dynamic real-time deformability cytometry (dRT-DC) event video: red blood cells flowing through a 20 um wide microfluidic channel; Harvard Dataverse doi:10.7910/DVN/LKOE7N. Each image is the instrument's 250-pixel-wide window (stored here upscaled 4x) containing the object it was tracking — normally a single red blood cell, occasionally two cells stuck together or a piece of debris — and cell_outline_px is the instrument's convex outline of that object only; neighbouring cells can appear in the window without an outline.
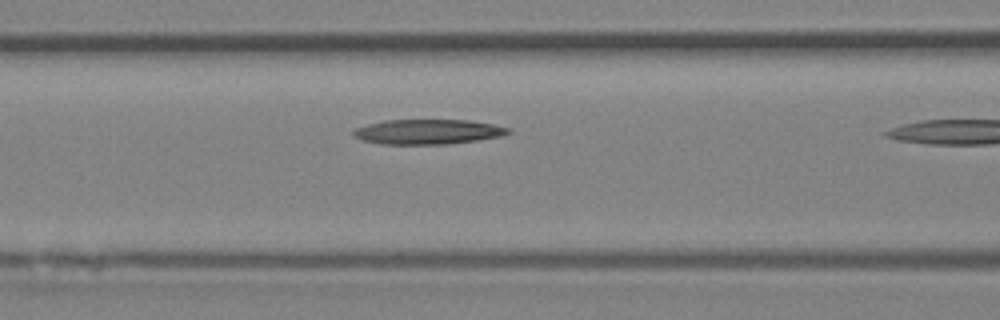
{"species": "Egyptian fruit bat (a non-hibernating species)", "species_latin": "Rousettus aegyptiacus", "temperature_condition": "room temperature", "stored_images_in_passage": 16, "camera_frame_rate_fps": 3000, "um_per_image_px": 0.085, "animal": {"sex": "female"}, "frame": {"image": 1, "passage_image": 12, "time_ms": 3.667, "image_size_px": [1000, 320], "cell_outline_px": [[512, 132], [500, 136], [476, 140], [448, 144], [380, 144], [364, 140], [352, 136], [352, 132], [356, 128], [368, 124], [384, 120], [468, 120], [492, 124], [512, 128]], "centroid_in_image_um": [36.37, 11.2], "position_along_channel_um": 130.2, "area_um2": 22.43}}
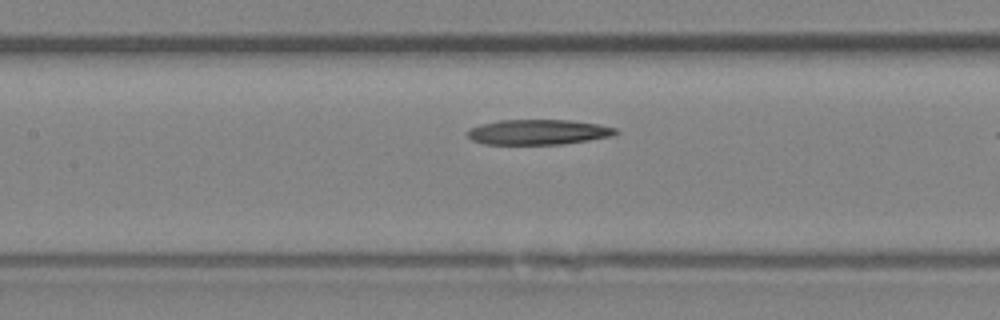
{"frame": {"image": 2, "passage_image": 14, "time_ms": 4.333, "image_size_px": [1000, 320], "cell_outline_px": [[620, 132], [616, 136], [564, 144], [484, 144], [472, 140], [468, 136], [468, 132], [472, 128], [480, 124], [500, 120], [568, 120], [600, 124], [616, 128]], "centroid_in_image_um": [45.83, 11.23], "position_along_channel_um": 161.6, "area_um2": 21.85}}